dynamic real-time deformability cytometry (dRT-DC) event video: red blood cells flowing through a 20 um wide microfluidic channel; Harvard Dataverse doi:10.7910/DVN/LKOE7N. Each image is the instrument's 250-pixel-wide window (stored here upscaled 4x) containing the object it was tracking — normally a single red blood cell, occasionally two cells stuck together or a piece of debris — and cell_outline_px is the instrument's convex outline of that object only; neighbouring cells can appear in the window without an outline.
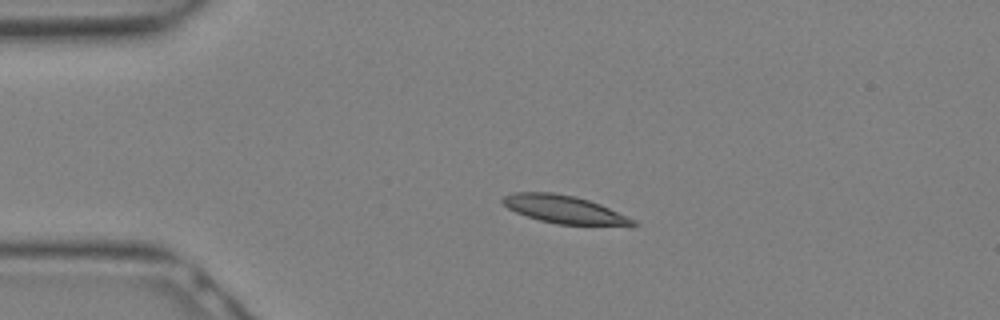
{"species": "Egyptian fruit bat (a non-hibernating species)", "species_latin": "Rousettus aegyptiacus", "temperature_condition": "warm", "stored_images_in_passage": 16, "camera_frame_rate_fps": 3000, "um_per_image_px": 0.085, "animal": {"sex": "female"}, "frame": {"image": 1, "passage_image": 1, "time_ms": 0.0, "image_size_px": [1000, 320], "cell_outline_px": [[640, 224], [632, 228], [556, 224], [540, 220], [516, 212], [508, 208], [500, 200], [504, 196], [512, 192], [552, 192], [576, 196], [600, 204], [636, 220]], "centroid_in_image_um": [48.1, 17.84], "position_along_channel_um": 36.9, "area_um2": 21.91}}
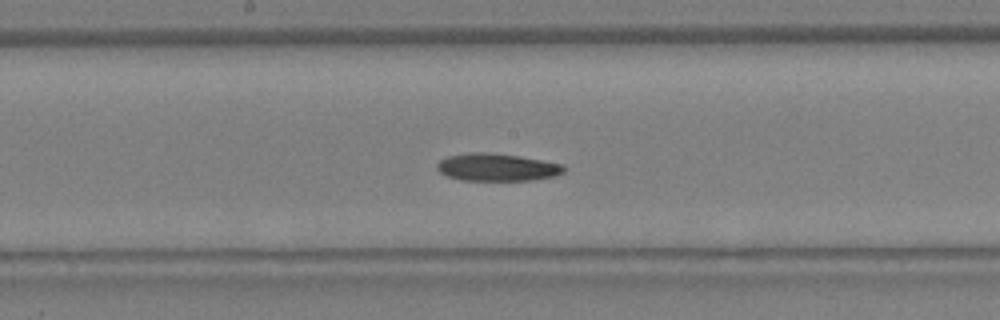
{"frame": {"image": 2, "passage_image": 10, "time_ms": 3.0, "image_size_px": [1000, 320], "cell_outline_px": [[564, 172], [556, 176], [532, 180], [460, 180], [448, 176], [440, 172], [436, 168], [436, 164], [440, 160], [448, 156], [472, 152], [488, 152], [520, 156], [564, 164]], "centroid_in_image_um": [42.25, 14.21], "position_along_channel_um": 205.9, "area_um2": 20.4}}
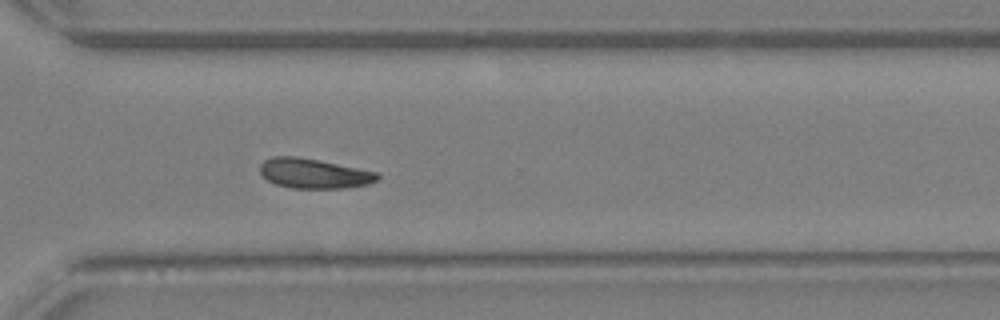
{"frame": {"image": 3, "passage_image": 16, "time_ms": 5.0, "image_size_px": [1000, 320], "cell_outline_px": [[380, 176], [376, 180], [368, 184], [344, 188], [292, 188], [276, 184], [268, 180], [260, 172], [260, 164], [264, 160], [272, 156], [296, 156], [380, 172]], "centroid_in_image_um": [26.69, 14.74], "position_along_channel_um": 343.9, "area_um2": 20.35}}